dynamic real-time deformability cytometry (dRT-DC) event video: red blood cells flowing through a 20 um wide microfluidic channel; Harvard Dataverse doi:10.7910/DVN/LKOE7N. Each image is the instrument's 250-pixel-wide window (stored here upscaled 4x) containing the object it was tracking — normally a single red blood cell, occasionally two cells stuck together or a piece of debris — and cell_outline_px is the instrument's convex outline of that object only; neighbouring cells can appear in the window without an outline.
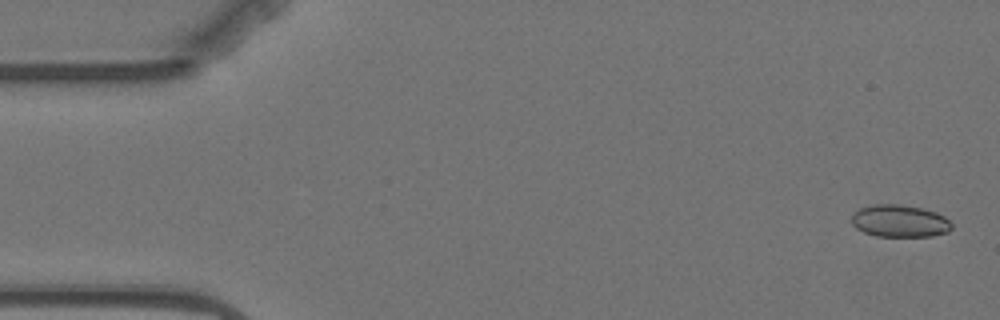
{"species": "Egyptian fruit bat (a non-hibernating species)", "species_latin": "Rousettus aegyptiacus", "temperature_condition": "warm", "stored_images_in_passage": 5, "camera_frame_rate_fps": 3000, "um_per_image_px": 0.085, "animal": {"sex": "female"}, "frame": {"image": 1, "passage_image": 1, "time_ms": 0.0, "image_size_px": [1000, 320], "cell_outline_px": [[952, 228], [948, 232], [932, 236], [876, 236], [864, 232], [856, 228], [852, 224], [852, 212], [860, 208], [872, 204], [900, 204], [920, 208], [936, 212], [944, 216], [952, 224]], "centroid_in_image_um": [76.46, 18.78], "position_along_channel_um": 8.5, "area_um2": 18.9}}
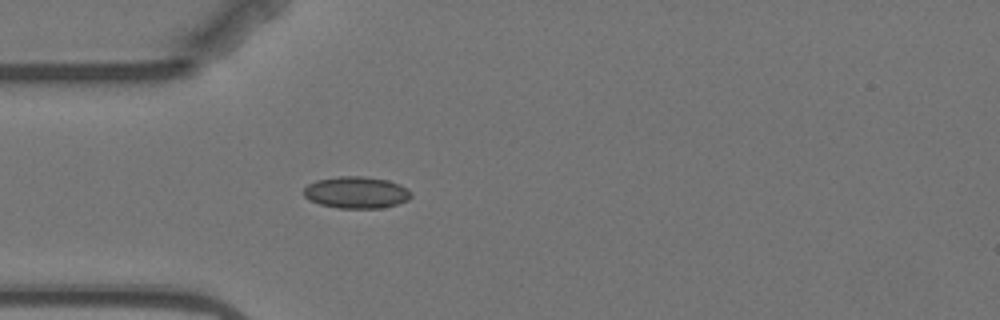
{"frame": {"image": 2, "passage_image": 5, "time_ms": 4.667, "image_size_px": [1000, 320], "cell_outline_px": [[412, 196], [408, 200], [396, 204], [380, 208], [340, 208], [320, 204], [308, 200], [304, 196], [304, 188], [308, 184], [316, 180], [340, 176], [364, 176], [388, 180], [400, 184], [412, 192]], "centroid_in_image_um": [30.29, 16.35], "position_along_channel_um": 54.7, "area_um2": 19.94}}